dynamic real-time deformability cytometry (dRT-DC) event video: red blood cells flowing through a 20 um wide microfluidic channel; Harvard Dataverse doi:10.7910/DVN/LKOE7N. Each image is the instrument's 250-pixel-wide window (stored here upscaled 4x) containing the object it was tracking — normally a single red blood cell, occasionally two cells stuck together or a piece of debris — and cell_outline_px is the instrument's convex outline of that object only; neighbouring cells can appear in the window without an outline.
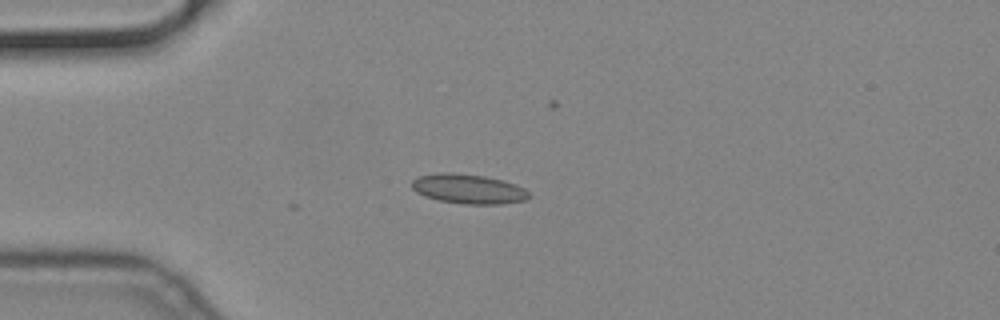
{"species": "common noctule bat (a hibernating species)", "species_latin": "Nyctalus noctula", "temperature_condition": "cold", "stored_images_in_passage": 6, "camera_frame_rate_fps": 3000, "um_per_image_px": 0.085, "animal": {"sex": "male", "body_mass_g": 19.2, "forearm_length_mm": 51.8}, "frame": {"image": 1, "passage_image": 1, "time_ms": 0.0, "image_size_px": [1000, 320], "cell_outline_px": [[528, 196], [524, 200], [500, 204], [464, 204], [440, 200], [424, 196], [416, 192], [412, 188], [412, 180], [420, 176], [440, 172], [448, 172], [484, 176], [504, 180], [516, 184], [524, 188], [528, 192]], "centroid_in_image_um": [39.8, 16.05], "position_along_channel_um": 45.2, "area_um2": 20.06}}